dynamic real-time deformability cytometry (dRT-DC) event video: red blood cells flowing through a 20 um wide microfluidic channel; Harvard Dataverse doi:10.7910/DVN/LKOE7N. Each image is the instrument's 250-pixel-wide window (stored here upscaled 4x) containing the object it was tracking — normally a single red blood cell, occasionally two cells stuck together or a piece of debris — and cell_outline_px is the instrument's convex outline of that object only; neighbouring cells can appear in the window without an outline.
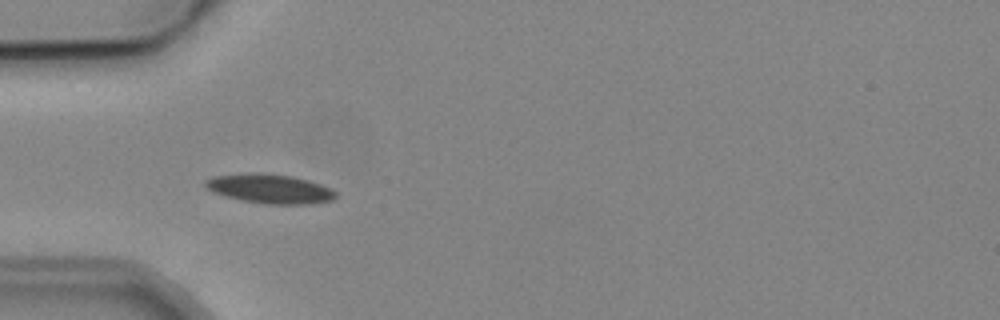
{"species": "common noctule bat (a hibernating species)", "species_latin": "Nyctalus noctula", "temperature_condition": "cold", "stored_images_in_passage": 8, "camera_frame_rate_fps": 3000, "um_per_image_px": 0.085, "animal": {"sex": "male", "body_mass_g": 19.2, "forearm_length_mm": 51.8}, "frame": {"image": 1, "passage_image": 4, "time_ms": 4.333, "image_size_px": [1000, 320], "cell_outline_px": [[336, 196], [332, 200], [308, 204], [264, 204], [244, 200], [212, 192], [204, 188], [204, 180], [212, 176], [252, 172], [260, 172], [292, 176], [308, 180], [332, 188], [336, 192]], "centroid_in_image_um": [22.91, 16.03], "position_along_channel_um": 62.1, "area_um2": 22.37}}
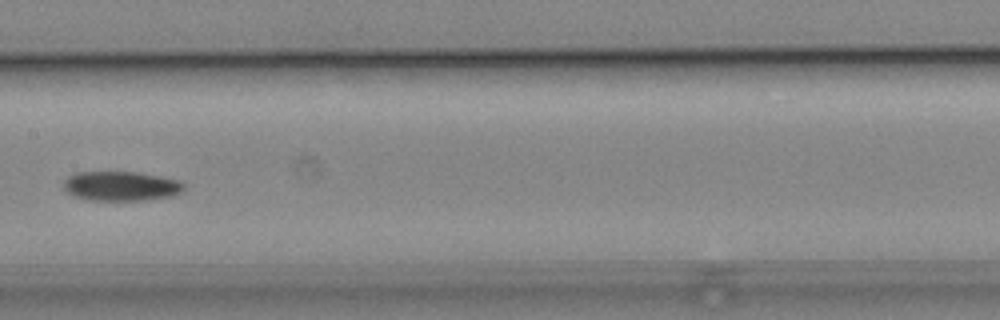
{"frame": {"image": 2, "passage_image": 7, "time_ms": 8.0, "image_size_px": [1000, 320], "cell_outline_px": [[184, 188], [180, 192], [172, 196], [148, 200], [88, 200], [76, 196], [68, 192], [64, 188], [64, 180], [68, 176], [76, 172], [132, 172], [180, 180], [184, 184]], "centroid_in_image_um": [10.28, 15.82], "position_along_channel_um": 197.1, "area_um2": 20.52}}
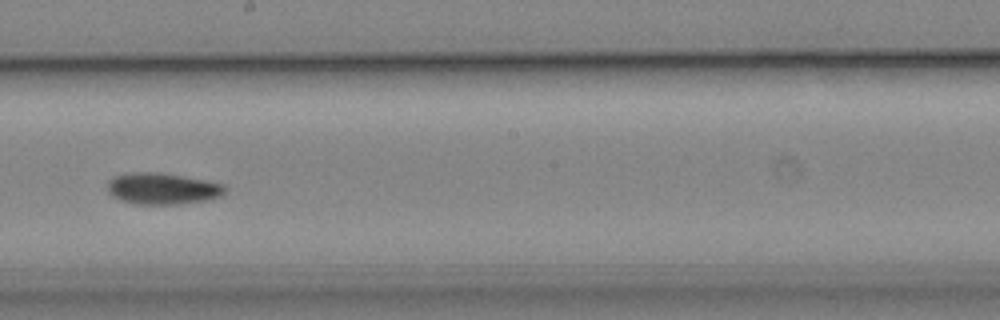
{"frame": {"image": 3, "passage_image": 8, "time_ms": 9.0, "image_size_px": [1000, 320], "cell_outline_px": [[228, 188], [220, 196], [208, 200], [180, 204], [132, 204], [120, 200], [112, 196], [108, 192], [108, 180], [112, 176], [132, 172], [160, 172], [208, 180], [224, 184]], "centroid_in_image_um": [13.81, 16.03], "position_along_channel_um": 234.4, "area_um2": 21.91}}